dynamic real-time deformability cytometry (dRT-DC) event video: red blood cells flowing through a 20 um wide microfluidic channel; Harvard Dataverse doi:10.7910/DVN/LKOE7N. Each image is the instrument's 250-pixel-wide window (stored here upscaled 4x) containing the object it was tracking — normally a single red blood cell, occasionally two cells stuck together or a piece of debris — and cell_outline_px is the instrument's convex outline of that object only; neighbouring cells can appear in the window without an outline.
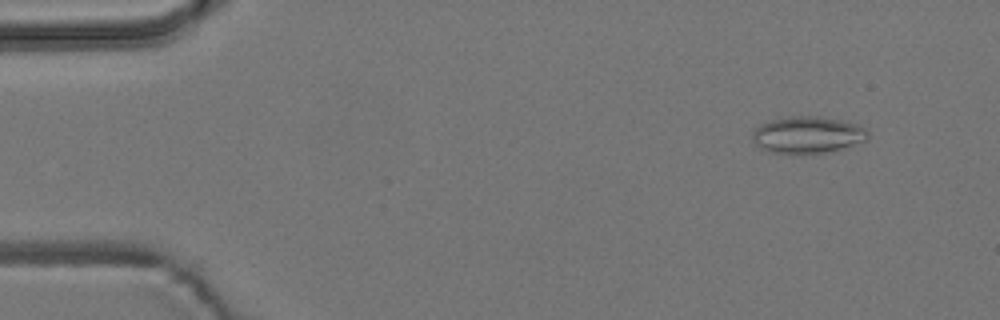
{"species": "common noctule bat (a hibernating species)", "species_latin": "Nyctalus noctula", "temperature_condition": "room temperature", "stored_images_in_passage": 5, "camera_frame_rate_fps": 3000, "um_per_image_px": 0.085, "animal": {"sex": "male", "body_mass_g": 19.2, "forearm_length_mm": 51.8}, "frame": {"image": 1, "passage_image": 2, "time_ms": 1.0, "image_size_px": [1000, 320], "cell_outline_px": [[868, 140], [840, 148], [824, 152], [772, 152], [756, 144], [752, 140], [752, 132], [760, 124], [772, 120], [792, 116], [820, 116], [860, 124], [868, 132]], "centroid_in_image_um": [68.67, 11.42], "position_along_channel_um": 16.3, "area_um2": 24.22}}